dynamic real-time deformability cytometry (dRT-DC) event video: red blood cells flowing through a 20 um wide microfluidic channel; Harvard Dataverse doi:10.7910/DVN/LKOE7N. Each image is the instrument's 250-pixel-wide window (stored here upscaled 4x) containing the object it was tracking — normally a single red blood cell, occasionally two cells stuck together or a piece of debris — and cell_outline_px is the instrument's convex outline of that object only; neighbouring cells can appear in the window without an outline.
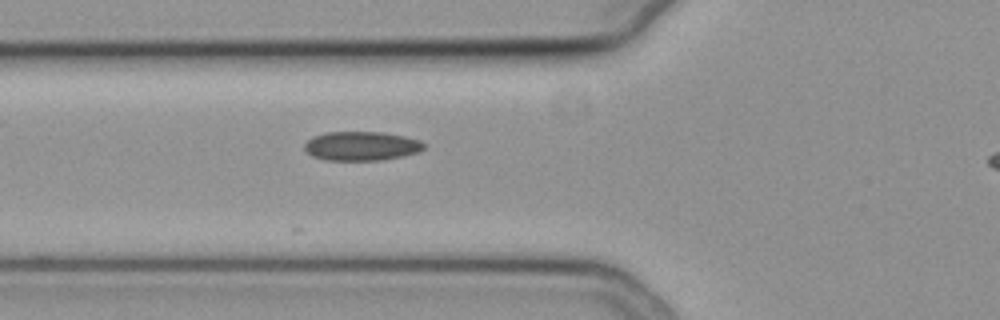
{"species": "common noctule bat (a hibernating species)", "species_latin": "Nyctalus noctula", "temperature_condition": "cold", "stored_images_in_passage": 8, "camera_frame_rate_fps": 3000, "um_per_image_px": 0.085, "animal": {"sex": "female", "body_mass_g": 19.3, "forearm_length_mm": 54.1}, "frame": {"image": 1, "passage_image": 4, "time_ms": 1.0, "image_size_px": [1000, 320], "cell_outline_px": [[424, 148], [420, 152], [404, 156], [380, 160], [324, 160], [312, 156], [304, 148], [304, 144], [312, 136], [324, 132], [384, 132], [404, 136], [420, 140], [424, 144]], "centroid_in_image_um": [30.72, 12.41], "position_along_channel_um": 95.1, "area_um2": 20.4}}